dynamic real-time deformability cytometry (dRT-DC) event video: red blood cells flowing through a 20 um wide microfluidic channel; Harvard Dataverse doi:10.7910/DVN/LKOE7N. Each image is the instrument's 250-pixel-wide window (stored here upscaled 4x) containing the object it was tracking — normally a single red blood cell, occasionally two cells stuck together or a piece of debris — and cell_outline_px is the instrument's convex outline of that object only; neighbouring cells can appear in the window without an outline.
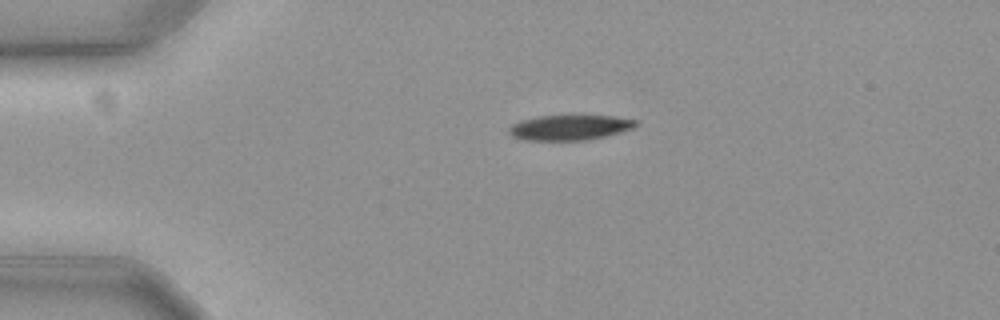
{"species": "common noctule bat (a hibernating species)", "species_latin": "Nyctalus noctula", "temperature_condition": "cold", "stored_images_in_passage": 46, "camera_frame_rate_fps": 3000, "um_per_image_px": 0.085, "animal": {"sex": "female", "body_mass_g": 19.3, "forearm_length_mm": 54.1}, "frame": {"image": 1, "passage_image": 1, "time_ms": 0.0, "image_size_px": [1000, 320], "cell_outline_px": [[636, 124], [632, 128], [604, 136], [588, 140], [524, 140], [512, 136], [508, 132], [508, 128], [512, 124], [524, 120], [540, 116], [612, 116], [636, 120]], "centroid_in_image_um": [48.38, 10.85], "position_along_channel_um": 36.6, "area_um2": 18.21}}
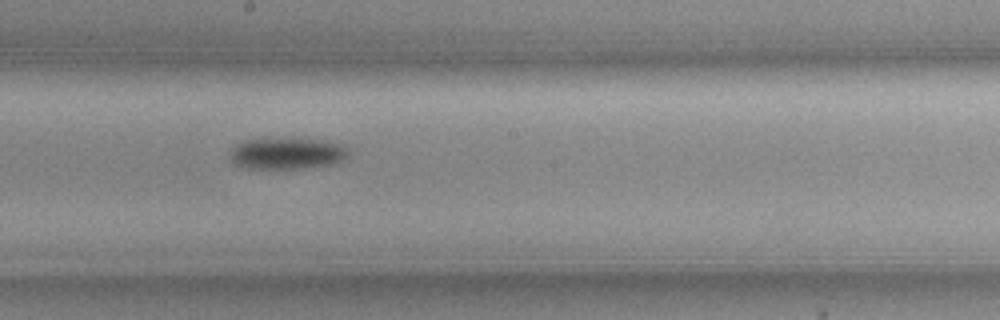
{"frame": {"image": 2, "passage_image": 20, "time_ms": 6.333, "image_size_px": [1000, 320], "cell_outline_px": [[348, 156], [332, 164], [300, 168], [248, 168], [232, 164], [232, 148], [236, 144], [248, 140], [316, 140], [336, 144], [344, 148], [348, 152]], "centroid_in_image_um": [24.33, 13.08], "position_along_channel_um": 223.9, "area_um2": 20.58}}
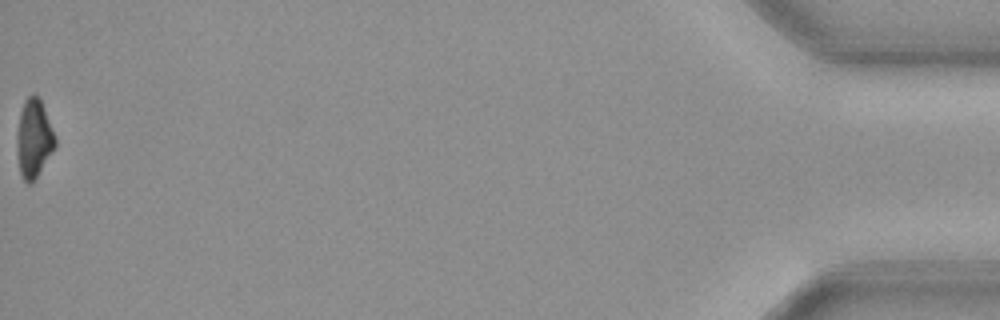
{"frame": {"image": 3, "passage_image": 46, "time_ms": 15.0, "image_size_px": [1000, 320], "cell_outline_px": [[56, 144], [36, 176], [28, 184], [20, 176], [16, 152], [16, 132], [20, 112], [24, 100], [28, 96], [40, 96], [56, 136]], "centroid_in_image_um": [2.85, 11.73], "position_along_channel_um": 432.4, "area_um2": 17.51}, "authors_computed_cell_mechanics": {"area_um2": 19.9988, "velocity_mm_per_s": 3.616, "shape_relaxation_time_tau1_ms": 2.8565, "shape_relaxation_time_tau2_ms": null, "deformation_change_tau1": 0.1041, "deformation_change_tau2": null}}